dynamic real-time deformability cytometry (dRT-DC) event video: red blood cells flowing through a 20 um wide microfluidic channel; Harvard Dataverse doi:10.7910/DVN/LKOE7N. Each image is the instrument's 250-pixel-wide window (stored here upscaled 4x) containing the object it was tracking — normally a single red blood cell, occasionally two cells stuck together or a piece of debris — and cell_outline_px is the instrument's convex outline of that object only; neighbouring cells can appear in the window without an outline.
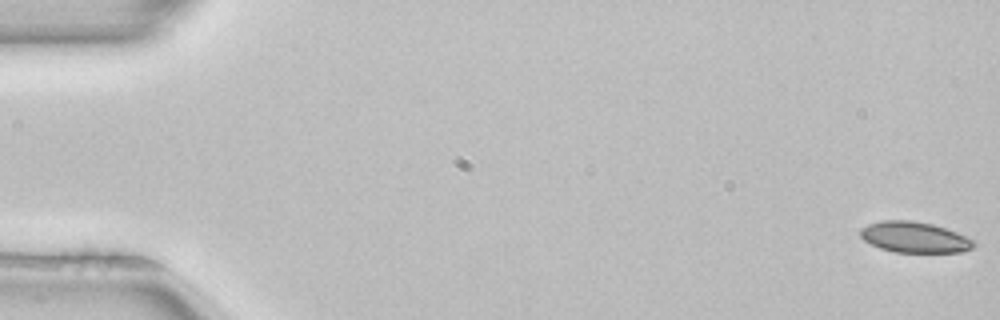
{"species": "common noctule bat (a hibernating species)", "species_latin": "Nyctalus noctula", "temperature_condition": "room temperature", "stored_images_in_passage": 52, "camera_frame_rate_fps": 3000, "um_per_image_px": 0.085, "animal": {"sex": "female", "body_mass_g": 22.7, "forearm_length_mm": 54.2}, "frame": {"image": 1, "passage_image": 1, "time_ms": 0.0, "image_size_px": [1000, 320], "cell_outline_px": [[976, 244], [972, 248], [960, 252], [892, 252], [880, 248], [864, 240], [860, 236], [860, 228], [868, 224], [880, 220], [912, 220], [932, 224], [956, 232], [976, 240]], "centroid_in_image_um": [77.73, 20.16], "position_along_channel_um": 7.3, "area_um2": 20.46}}
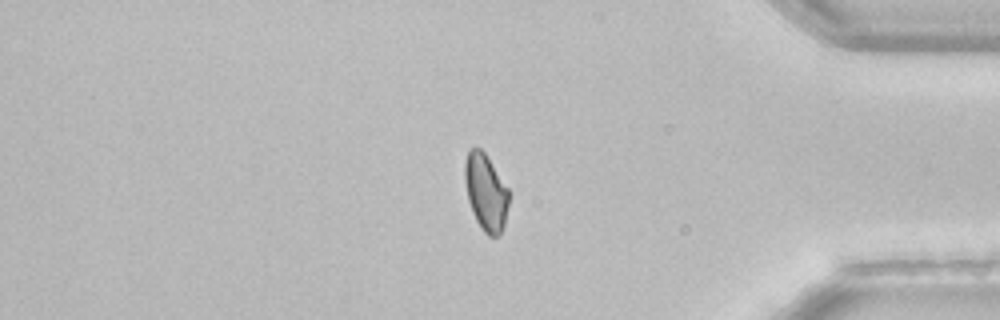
{"frame": {"image": 2, "passage_image": 44, "time_ms": 14.333, "image_size_px": [1000, 320], "cell_outline_px": [[508, 204], [504, 228], [496, 236], [488, 236], [484, 232], [476, 220], [472, 212], [468, 200], [464, 180], [464, 164], [468, 148], [480, 148], [484, 152], [508, 188]], "centroid_in_image_um": [41.27, 16.33], "position_along_channel_um": 393.9, "area_um2": 19.65}}
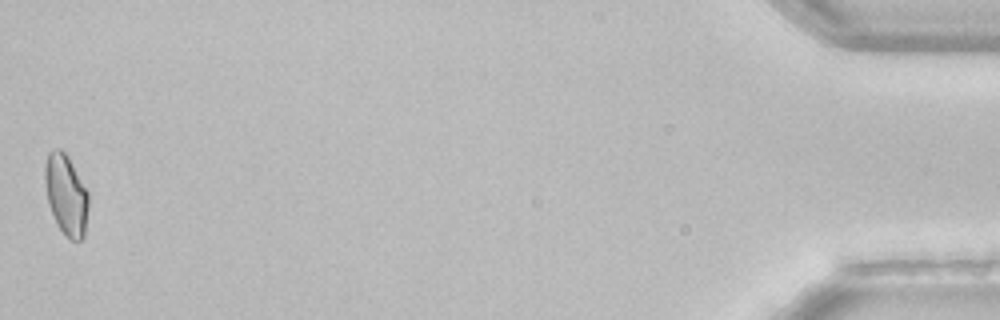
{"frame": {"image": 3, "passage_image": 52, "time_ms": 17.0, "image_size_px": [1000, 320], "cell_outline_px": [[88, 208], [84, 236], [80, 240], [72, 240], [56, 224], [48, 204], [44, 180], [44, 168], [48, 152], [52, 148], [60, 148], [68, 156], [88, 192]], "centroid_in_image_um": [5.6, 16.51], "position_along_channel_um": 429.6, "area_um2": 20.46}, "authors_computed_cell_mechanics": {"area_um2": 20.7213, "velocity_mm_per_s": 3.9747, "shape_relaxation_time_tau1_ms": null, "shape_relaxation_time_tau2_ms": 5.3188, "deformation_change_tau1": null, "deformation_change_tau2": 0.103}}